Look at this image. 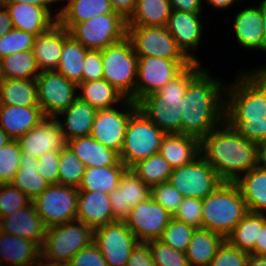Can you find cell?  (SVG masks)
Segmentation results:
<instances>
[{
  "label": "cell",
  "instance_id": "cell-27",
  "mask_svg": "<svg viewBox=\"0 0 266 266\" xmlns=\"http://www.w3.org/2000/svg\"><path fill=\"white\" fill-rule=\"evenodd\" d=\"M97 110L79 97L56 118L60 124L65 141L73 138L89 136ZM64 116V120H61ZM60 117V119H58ZM64 121V122H63Z\"/></svg>",
  "mask_w": 266,
  "mask_h": 266
},
{
  "label": "cell",
  "instance_id": "cell-4",
  "mask_svg": "<svg viewBox=\"0 0 266 266\" xmlns=\"http://www.w3.org/2000/svg\"><path fill=\"white\" fill-rule=\"evenodd\" d=\"M246 72L226 84L224 120L263 121L266 117V71L252 68Z\"/></svg>",
  "mask_w": 266,
  "mask_h": 266
},
{
  "label": "cell",
  "instance_id": "cell-23",
  "mask_svg": "<svg viewBox=\"0 0 266 266\" xmlns=\"http://www.w3.org/2000/svg\"><path fill=\"white\" fill-rule=\"evenodd\" d=\"M109 197L101 191H79L76 220L93 230L115 222Z\"/></svg>",
  "mask_w": 266,
  "mask_h": 266
},
{
  "label": "cell",
  "instance_id": "cell-60",
  "mask_svg": "<svg viewBox=\"0 0 266 266\" xmlns=\"http://www.w3.org/2000/svg\"><path fill=\"white\" fill-rule=\"evenodd\" d=\"M255 256L266 257V222L259 228L258 240L255 242Z\"/></svg>",
  "mask_w": 266,
  "mask_h": 266
},
{
  "label": "cell",
  "instance_id": "cell-61",
  "mask_svg": "<svg viewBox=\"0 0 266 266\" xmlns=\"http://www.w3.org/2000/svg\"><path fill=\"white\" fill-rule=\"evenodd\" d=\"M61 1L62 0H7L6 2H14V3L28 2L31 5L45 8L52 14V9L51 8H53V7H50L51 4H53V3L55 4V3L61 2Z\"/></svg>",
  "mask_w": 266,
  "mask_h": 266
},
{
  "label": "cell",
  "instance_id": "cell-12",
  "mask_svg": "<svg viewBox=\"0 0 266 266\" xmlns=\"http://www.w3.org/2000/svg\"><path fill=\"white\" fill-rule=\"evenodd\" d=\"M192 63L190 59L138 57L135 103L151 93L158 92Z\"/></svg>",
  "mask_w": 266,
  "mask_h": 266
},
{
  "label": "cell",
  "instance_id": "cell-17",
  "mask_svg": "<svg viewBox=\"0 0 266 266\" xmlns=\"http://www.w3.org/2000/svg\"><path fill=\"white\" fill-rule=\"evenodd\" d=\"M172 218V214L149 197L131 209L125 222L139 242H148L158 240Z\"/></svg>",
  "mask_w": 266,
  "mask_h": 266
},
{
  "label": "cell",
  "instance_id": "cell-36",
  "mask_svg": "<svg viewBox=\"0 0 266 266\" xmlns=\"http://www.w3.org/2000/svg\"><path fill=\"white\" fill-rule=\"evenodd\" d=\"M0 104L39 106L35 79H3L0 82Z\"/></svg>",
  "mask_w": 266,
  "mask_h": 266
},
{
  "label": "cell",
  "instance_id": "cell-22",
  "mask_svg": "<svg viewBox=\"0 0 266 266\" xmlns=\"http://www.w3.org/2000/svg\"><path fill=\"white\" fill-rule=\"evenodd\" d=\"M4 6L11 17L13 29L16 30L26 31L37 36L57 23V19L47 9L31 5L28 2H6Z\"/></svg>",
  "mask_w": 266,
  "mask_h": 266
},
{
  "label": "cell",
  "instance_id": "cell-15",
  "mask_svg": "<svg viewBox=\"0 0 266 266\" xmlns=\"http://www.w3.org/2000/svg\"><path fill=\"white\" fill-rule=\"evenodd\" d=\"M93 242L108 266H126L132 250L139 241L126 222L115 221L95 229Z\"/></svg>",
  "mask_w": 266,
  "mask_h": 266
},
{
  "label": "cell",
  "instance_id": "cell-40",
  "mask_svg": "<svg viewBox=\"0 0 266 266\" xmlns=\"http://www.w3.org/2000/svg\"><path fill=\"white\" fill-rule=\"evenodd\" d=\"M171 12L169 0H137L127 26H166Z\"/></svg>",
  "mask_w": 266,
  "mask_h": 266
},
{
  "label": "cell",
  "instance_id": "cell-66",
  "mask_svg": "<svg viewBox=\"0 0 266 266\" xmlns=\"http://www.w3.org/2000/svg\"><path fill=\"white\" fill-rule=\"evenodd\" d=\"M261 15H262V28L265 39V52H266V2L264 0L261 1Z\"/></svg>",
  "mask_w": 266,
  "mask_h": 266
},
{
  "label": "cell",
  "instance_id": "cell-43",
  "mask_svg": "<svg viewBox=\"0 0 266 266\" xmlns=\"http://www.w3.org/2000/svg\"><path fill=\"white\" fill-rule=\"evenodd\" d=\"M85 165L66 145L60 151L58 184L77 188L80 186Z\"/></svg>",
  "mask_w": 266,
  "mask_h": 266
},
{
  "label": "cell",
  "instance_id": "cell-32",
  "mask_svg": "<svg viewBox=\"0 0 266 266\" xmlns=\"http://www.w3.org/2000/svg\"><path fill=\"white\" fill-rule=\"evenodd\" d=\"M245 200L248 212H266V169L254 167L236 182Z\"/></svg>",
  "mask_w": 266,
  "mask_h": 266
},
{
  "label": "cell",
  "instance_id": "cell-56",
  "mask_svg": "<svg viewBox=\"0 0 266 266\" xmlns=\"http://www.w3.org/2000/svg\"><path fill=\"white\" fill-rule=\"evenodd\" d=\"M126 266H155L148 242H138L132 250Z\"/></svg>",
  "mask_w": 266,
  "mask_h": 266
},
{
  "label": "cell",
  "instance_id": "cell-9",
  "mask_svg": "<svg viewBox=\"0 0 266 266\" xmlns=\"http://www.w3.org/2000/svg\"><path fill=\"white\" fill-rule=\"evenodd\" d=\"M69 34L88 50H104L127 36V21L112 12L76 23Z\"/></svg>",
  "mask_w": 266,
  "mask_h": 266
},
{
  "label": "cell",
  "instance_id": "cell-18",
  "mask_svg": "<svg viewBox=\"0 0 266 266\" xmlns=\"http://www.w3.org/2000/svg\"><path fill=\"white\" fill-rule=\"evenodd\" d=\"M17 141L22 154L37 159L44 153L61 151L67 145L57 118L52 117H45Z\"/></svg>",
  "mask_w": 266,
  "mask_h": 266
},
{
  "label": "cell",
  "instance_id": "cell-2",
  "mask_svg": "<svg viewBox=\"0 0 266 266\" xmlns=\"http://www.w3.org/2000/svg\"><path fill=\"white\" fill-rule=\"evenodd\" d=\"M200 155L223 182H236L258 166V145L239 135L225 121L200 140Z\"/></svg>",
  "mask_w": 266,
  "mask_h": 266
},
{
  "label": "cell",
  "instance_id": "cell-53",
  "mask_svg": "<svg viewBox=\"0 0 266 266\" xmlns=\"http://www.w3.org/2000/svg\"><path fill=\"white\" fill-rule=\"evenodd\" d=\"M60 151H50L38 158V173L49 183L58 184Z\"/></svg>",
  "mask_w": 266,
  "mask_h": 266
},
{
  "label": "cell",
  "instance_id": "cell-13",
  "mask_svg": "<svg viewBox=\"0 0 266 266\" xmlns=\"http://www.w3.org/2000/svg\"><path fill=\"white\" fill-rule=\"evenodd\" d=\"M35 80L38 103L45 117L56 118L78 98V84L56 70L41 71Z\"/></svg>",
  "mask_w": 266,
  "mask_h": 266
},
{
  "label": "cell",
  "instance_id": "cell-45",
  "mask_svg": "<svg viewBox=\"0 0 266 266\" xmlns=\"http://www.w3.org/2000/svg\"><path fill=\"white\" fill-rule=\"evenodd\" d=\"M21 150L18 141L12 139L0 147V184L12 183L19 170Z\"/></svg>",
  "mask_w": 266,
  "mask_h": 266
},
{
  "label": "cell",
  "instance_id": "cell-37",
  "mask_svg": "<svg viewBox=\"0 0 266 266\" xmlns=\"http://www.w3.org/2000/svg\"><path fill=\"white\" fill-rule=\"evenodd\" d=\"M88 49L74 39L65 29V42L56 71L68 80L82 82L83 63Z\"/></svg>",
  "mask_w": 266,
  "mask_h": 266
},
{
  "label": "cell",
  "instance_id": "cell-65",
  "mask_svg": "<svg viewBox=\"0 0 266 266\" xmlns=\"http://www.w3.org/2000/svg\"><path fill=\"white\" fill-rule=\"evenodd\" d=\"M32 266H70V264L51 262V261L44 259L42 256H40L38 260Z\"/></svg>",
  "mask_w": 266,
  "mask_h": 266
},
{
  "label": "cell",
  "instance_id": "cell-71",
  "mask_svg": "<svg viewBox=\"0 0 266 266\" xmlns=\"http://www.w3.org/2000/svg\"><path fill=\"white\" fill-rule=\"evenodd\" d=\"M2 225H1V221H0V235L2 234Z\"/></svg>",
  "mask_w": 266,
  "mask_h": 266
},
{
  "label": "cell",
  "instance_id": "cell-6",
  "mask_svg": "<svg viewBox=\"0 0 266 266\" xmlns=\"http://www.w3.org/2000/svg\"><path fill=\"white\" fill-rule=\"evenodd\" d=\"M103 79L107 80L126 99L135 103L138 56L131 40L126 36L121 41L101 50Z\"/></svg>",
  "mask_w": 266,
  "mask_h": 266
},
{
  "label": "cell",
  "instance_id": "cell-57",
  "mask_svg": "<svg viewBox=\"0 0 266 266\" xmlns=\"http://www.w3.org/2000/svg\"><path fill=\"white\" fill-rule=\"evenodd\" d=\"M113 12L128 21L133 15L137 0H110Z\"/></svg>",
  "mask_w": 266,
  "mask_h": 266
},
{
  "label": "cell",
  "instance_id": "cell-25",
  "mask_svg": "<svg viewBox=\"0 0 266 266\" xmlns=\"http://www.w3.org/2000/svg\"><path fill=\"white\" fill-rule=\"evenodd\" d=\"M45 118L40 106H12L0 104V127L11 139L36 127Z\"/></svg>",
  "mask_w": 266,
  "mask_h": 266
},
{
  "label": "cell",
  "instance_id": "cell-54",
  "mask_svg": "<svg viewBox=\"0 0 266 266\" xmlns=\"http://www.w3.org/2000/svg\"><path fill=\"white\" fill-rule=\"evenodd\" d=\"M70 266H108L97 245H90L80 249L70 261Z\"/></svg>",
  "mask_w": 266,
  "mask_h": 266
},
{
  "label": "cell",
  "instance_id": "cell-50",
  "mask_svg": "<svg viewBox=\"0 0 266 266\" xmlns=\"http://www.w3.org/2000/svg\"><path fill=\"white\" fill-rule=\"evenodd\" d=\"M153 200L163 206L172 216L177 211L183 197L169 181L163 182L151 188Z\"/></svg>",
  "mask_w": 266,
  "mask_h": 266
},
{
  "label": "cell",
  "instance_id": "cell-58",
  "mask_svg": "<svg viewBox=\"0 0 266 266\" xmlns=\"http://www.w3.org/2000/svg\"><path fill=\"white\" fill-rule=\"evenodd\" d=\"M204 0H169L172 10L186 13H202Z\"/></svg>",
  "mask_w": 266,
  "mask_h": 266
},
{
  "label": "cell",
  "instance_id": "cell-11",
  "mask_svg": "<svg viewBox=\"0 0 266 266\" xmlns=\"http://www.w3.org/2000/svg\"><path fill=\"white\" fill-rule=\"evenodd\" d=\"M78 194L77 188L51 184L32 203L44 225L49 228L76 220Z\"/></svg>",
  "mask_w": 266,
  "mask_h": 266
},
{
  "label": "cell",
  "instance_id": "cell-41",
  "mask_svg": "<svg viewBox=\"0 0 266 266\" xmlns=\"http://www.w3.org/2000/svg\"><path fill=\"white\" fill-rule=\"evenodd\" d=\"M1 64L4 79H35L41 73L32 50L9 55Z\"/></svg>",
  "mask_w": 266,
  "mask_h": 266
},
{
  "label": "cell",
  "instance_id": "cell-5",
  "mask_svg": "<svg viewBox=\"0 0 266 266\" xmlns=\"http://www.w3.org/2000/svg\"><path fill=\"white\" fill-rule=\"evenodd\" d=\"M248 213L242 193L235 182H222L202 199V228L225 239Z\"/></svg>",
  "mask_w": 266,
  "mask_h": 266
},
{
  "label": "cell",
  "instance_id": "cell-1",
  "mask_svg": "<svg viewBox=\"0 0 266 266\" xmlns=\"http://www.w3.org/2000/svg\"><path fill=\"white\" fill-rule=\"evenodd\" d=\"M226 83L202 68L190 81L183 97L181 134L201 140L224 122Z\"/></svg>",
  "mask_w": 266,
  "mask_h": 266
},
{
  "label": "cell",
  "instance_id": "cell-8",
  "mask_svg": "<svg viewBox=\"0 0 266 266\" xmlns=\"http://www.w3.org/2000/svg\"><path fill=\"white\" fill-rule=\"evenodd\" d=\"M75 223V224H74ZM94 240V230L75 220L47 228L41 256L51 262L69 264L72 257Z\"/></svg>",
  "mask_w": 266,
  "mask_h": 266
},
{
  "label": "cell",
  "instance_id": "cell-39",
  "mask_svg": "<svg viewBox=\"0 0 266 266\" xmlns=\"http://www.w3.org/2000/svg\"><path fill=\"white\" fill-rule=\"evenodd\" d=\"M38 159L21 153L19 170L12 182L31 200L40 195L51 183L44 179L37 170Z\"/></svg>",
  "mask_w": 266,
  "mask_h": 266
},
{
  "label": "cell",
  "instance_id": "cell-64",
  "mask_svg": "<svg viewBox=\"0 0 266 266\" xmlns=\"http://www.w3.org/2000/svg\"><path fill=\"white\" fill-rule=\"evenodd\" d=\"M247 266H266V257L250 255Z\"/></svg>",
  "mask_w": 266,
  "mask_h": 266
},
{
  "label": "cell",
  "instance_id": "cell-14",
  "mask_svg": "<svg viewBox=\"0 0 266 266\" xmlns=\"http://www.w3.org/2000/svg\"><path fill=\"white\" fill-rule=\"evenodd\" d=\"M127 37L138 57L189 59L166 26H127Z\"/></svg>",
  "mask_w": 266,
  "mask_h": 266
},
{
  "label": "cell",
  "instance_id": "cell-55",
  "mask_svg": "<svg viewBox=\"0 0 266 266\" xmlns=\"http://www.w3.org/2000/svg\"><path fill=\"white\" fill-rule=\"evenodd\" d=\"M103 79V60L100 50H88L83 63L82 81Z\"/></svg>",
  "mask_w": 266,
  "mask_h": 266
},
{
  "label": "cell",
  "instance_id": "cell-3",
  "mask_svg": "<svg viewBox=\"0 0 266 266\" xmlns=\"http://www.w3.org/2000/svg\"><path fill=\"white\" fill-rule=\"evenodd\" d=\"M203 68L193 62L158 92L142 98L138 109L166 134H181L183 97L189 81Z\"/></svg>",
  "mask_w": 266,
  "mask_h": 266
},
{
  "label": "cell",
  "instance_id": "cell-35",
  "mask_svg": "<svg viewBox=\"0 0 266 266\" xmlns=\"http://www.w3.org/2000/svg\"><path fill=\"white\" fill-rule=\"evenodd\" d=\"M266 222V213L248 212L234 227L226 241L235 248L255 256V242L258 240L259 228Z\"/></svg>",
  "mask_w": 266,
  "mask_h": 266
},
{
  "label": "cell",
  "instance_id": "cell-70",
  "mask_svg": "<svg viewBox=\"0 0 266 266\" xmlns=\"http://www.w3.org/2000/svg\"><path fill=\"white\" fill-rule=\"evenodd\" d=\"M255 69H264L266 71V65L260 67V68H255Z\"/></svg>",
  "mask_w": 266,
  "mask_h": 266
},
{
  "label": "cell",
  "instance_id": "cell-52",
  "mask_svg": "<svg viewBox=\"0 0 266 266\" xmlns=\"http://www.w3.org/2000/svg\"><path fill=\"white\" fill-rule=\"evenodd\" d=\"M249 256V253L232 247L225 241L208 266H247Z\"/></svg>",
  "mask_w": 266,
  "mask_h": 266
},
{
  "label": "cell",
  "instance_id": "cell-28",
  "mask_svg": "<svg viewBox=\"0 0 266 266\" xmlns=\"http://www.w3.org/2000/svg\"><path fill=\"white\" fill-rule=\"evenodd\" d=\"M67 146L83 162L86 168L124 165L119 153L96 141L91 135L73 138Z\"/></svg>",
  "mask_w": 266,
  "mask_h": 266
},
{
  "label": "cell",
  "instance_id": "cell-49",
  "mask_svg": "<svg viewBox=\"0 0 266 266\" xmlns=\"http://www.w3.org/2000/svg\"><path fill=\"white\" fill-rule=\"evenodd\" d=\"M173 218L196 229L202 228V199L183 198Z\"/></svg>",
  "mask_w": 266,
  "mask_h": 266
},
{
  "label": "cell",
  "instance_id": "cell-47",
  "mask_svg": "<svg viewBox=\"0 0 266 266\" xmlns=\"http://www.w3.org/2000/svg\"><path fill=\"white\" fill-rule=\"evenodd\" d=\"M35 35L16 29L10 30L0 38V59L17 52L32 50Z\"/></svg>",
  "mask_w": 266,
  "mask_h": 266
},
{
  "label": "cell",
  "instance_id": "cell-51",
  "mask_svg": "<svg viewBox=\"0 0 266 266\" xmlns=\"http://www.w3.org/2000/svg\"><path fill=\"white\" fill-rule=\"evenodd\" d=\"M239 135L247 140L258 143L266 139V117L263 121L224 120Z\"/></svg>",
  "mask_w": 266,
  "mask_h": 266
},
{
  "label": "cell",
  "instance_id": "cell-26",
  "mask_svg": "<svg viewBox=\"0 0 266 266\" xmlns=\"http://www.w3.org/2000/svg\"><path fill=\"white\" fill-rule=\"evenodd\" d=\"M65 42V28L58 22L35 37L32 53L40 71L56 70Z\"/></svg>",
  "mask_w": 266,
  "mask_h": 266
},
{
  "label": "cell",
  "instance_id": "cell-67",
  "mask_svg": "<svg viewBox=\"0 0 266 266\" xmlns=\"http://www.w3.org/2000/svg\"><path fill=\"white\" fill-rule=\"evenodd\" d=\"M12 139L7 135V133L0 127V147L9 143Z\"/></svg>",
  "mask_w": 266,
  "mask_h": 266
},
{
  "label": "cell",
  "instance_id": "cell-68",
  "mask_svg": "<svg viewBox=\"0 0 266 266\" xmlns=\"http://www.w3.org/2000/svg\"><path fill=\"white\" fill-rule=\"evenodd\" d=\"M4 79V74H3V69H2V64H1V59H0V82Z\"/></svg>",
  "mask_w": 266,
  "mask_h": 266
},
{
  "label": "cell",
  "instance_id": "cell-29",
  "mask_svg": "<svg viewBox=\"0 0 266 266\" xmlns=\"http://www.w3.org/2000/svg\"><path fill=\"white\" fill-rule=\"evenodd\" d=\"M40 256L35 242L5 232L0 235V266H32Z\"/></svg>",
  "mask_w": 266,
  "mask_h": 266
},
{
  "label": "cell",
  "instance_id": "cell-7",
  "mask_svg": "<svg viewBox=\"0 0 266 266\" xmlns=\"http://www.w3.org/2000/svg\"><path fill=\"white\" fill-rule=\"evenodd\" d=\"M165 135V132L137 109L127 124L119 153L120 161L127 168H131L137 162L158 154Z\"/></svg>",
  "mask_w": 266,
  "mask_h": 266
},
{
  "label": "cell",
  "instance_id": "cell-10",
  "mask_svg": "<svg viewBox=\"0 0 266 266\" xmlns=\"http://www.w3.org/2000/svg\"><path fill=\"white\" fill-rule=\"evenodd\" d=\"M168 181L183 198L197 199H204L223 182L201 155L185 166L174 168Z\"/></svg>",
  "mask_w": 266,
  "mask_h": 266
},
{
  "label": "cell",
  "instance_id": "cell-30",
  "mask_svg": "<svg viewBox=\"0 0 266 266\" xmlns=\"http://www.w3.org/2000/svg\"><path fill=\"white\" fill-rule=\"evenodd\" d=\"M159 154L174 169L191 163L200 155V140L184 134H166Z\"/></svg>",
  "mask_w": 266,
  "mask_h": 266
},
{
  "label": "cell",
  "instance_id": "cell-31",
  "mask_svg": "<svg viewBox=\"0 0 266 266\" xmlns=\"http://www.w3.org/2000/svg\"><path fill=\"white\" fill-rule=\"evenodd\" d=\"M64 0H62L63 2ZM67 3L53 16L57 22L69 30L74 24L95 16L112 13L110 0H66Z\"/></svg>",
  "mask_w": 266,
  "mask_h": 266
},
{
  "label": "cell",
  "instance_id": "cell-33",
  "mask_svg": "<svg viewBox=\"0 0 266 266\" xmlns=\"http://www.w3.org/2000/svg\"><path fill=\"white\" fill-rule=\"evenodd\" d=\"M226 239L205 228H197L186 250L190 266H208Z\"/></svg>",
  "mask_w": 266,
  "mask_h": 266
},
{
  "label": "cell",
  "instance_id": "cell-20",
  "mask_svg": "<svg viewBox=\"0 0 266 266\" xmlns=\"http://www.w3.org/2000/svg\"><path fill=\"white\" fill-rule=\"evenodd\" d=\"M202 13H186L172 10L168 17L166 28L176 40L178 47L193 62H200L192 53L197 51L198 44L202 41L204 25L200 21Z\"/></svg>",
  "mask_w": 266,
  "mask_h": 266
},
{
  "label": "cell",
  "instance_id": "cell-38",
  "mask_svg": "<svg viewBox=\"0 0 266 266\" xmlns=\"http://www.w3.org/2000/svg\"><path fill=\"white\" fill-rule=\"evenodd\" d=\"M125 165L85 168L78 191H101L110 194L118 187Z\"/></svg>",
  "mask_w": 266,
  "mask_h": 266
},
{
  "label": "cell",
  "instance_id": "cell-59",
  "mask_svg": "<svg viewBox=\"0 0 266 266\" xmlns=\"http://www.w3.org/2000/svg\"><path fill=\"white\" fill-rule=\"evenodd\" d=\"M13 29L12 20L5 6H0V38Z\"/></svg>",
  "mask_w": 266,
  "mask_h": 266
},
{
  "label": "cell",
  "instance_id": "cell-19",
  "mask_svg": "<svg viewBox=\"0 0 266 266\" xmlns=\"http://www.w3.org/2000/svg\"><path fill=\"white\" fill-rule=\"evenodd\" d=\"M151 197V188L127 168L121 175L118 187L110 193L114 221L125 222L131 209Z\"/></svg>",
  "mask_w": 266,
  "mask_h": 266
},
{
  "label": "cell",
  "instance_id": "cell-21",
  "mask_svg": "<svg viewBox=\"0 0 266 266\" xmlns=\"http://www.w3.org/2000/svg\"><path fill=\"white\" fill-rule=\"evenodd\" d=\"M0 221L3 232L33 241L40 248L42 247L47 227L32 202L28 206L2 217Z\"/></svg>",
  "mask_w": 266,
  "mask_h": 266
},
{
  "label": "cell",
  "instance_id": "cell-69",
  "mask_svg": "<svg viewBox=\"0 0 266 266\" xmlns=\"http://www.w3.org/2000/svg\"><path fill=\"white\" fill-rule=\"evenodd\" d=\"M7 0H0V6H3Z\"/></svg>",
  "mask_w": 266,
  "mask_h": 266
},
{
  "label": "cell",
  "instance_id": "cell-44",
  "mask_svg": "<svg viewBox=\"0 0 266 266\" xmlns=\"http://www.w3.org/2000/svg\"><path fill=\"white\" fill-rule=\"evenodd\" d=\"M195 230V227L172 218L158 240L175 250L186 252Z\"/></svg>",
  "mask_w": 266,
  "mask_h": 266
},
{
  "label": "cell",
  "instance_id": "cell-34",
  "mask_svg": "<svg viewBox=\"0 0 266 266\" xmlns=\"http://www.w3.org/2000/svg\"><path fill=\"white\" fill-rule=\"evenodd\" d=\"M78 97L96 110L114 108L126 98L107 80L82 81L78 84Z\"/></svg>",
  "mask_w": 266,
  "mask_h": 266
},
{
  "label": "cell",
  "instance_id": "cell-48",
  "mask_svg": "<svg viewBox=\"0 0 266 266\" xmlns=\"http://www.w3.org/2000/svg\"><path fill=\"white\" fill-rule=\"evenodd\" d=\"M32 200L12 183L0 184V219L28 206Z\"/></svg>",
  "mask_w": 266,
  "mask_h": 266
},
{
  "label": "cell",
  "instance_id": "cell-16",
  "mask_svg": "<svg viewBox=\"0 0 266 266\" xmlns=\"http://www.w3.org/2000/svg\"><path fill=\"white\" fill-rule=\"evenodd\" d=\"M121 105L120 109L114 107L97 110L90 134L96 141L118 153L122 149L129 119L138 109V105L129 99H126Z\"/></svg>",
  "mask_w": 266,
  "mask_h": 266
},
{
  "label": "cell",
  "instance_id": "cell-62",
  "mask_svg": "<svg viewBox=\"0 0 266 266\" xmlns=\"http://www.w3.org/2000/svg\"><path fill=\"white\" fill-rule=\"evenodd\" d=\"M209 6H211L213 9L221 10V9H227L228 7H231L235 1L241 2V0H205Z\"/></svg>",
  "mask_w": 266,
  "mask_h": 266
},
{
  "label": "cell",
  "instance_id": "cell-63",
  "mask_svg": "<svg viewBox=\"0 0 266 266\" xmlns=\"http://www.w3.org/2000/svg\"><path fill=\"white\" fill-rule=\"evenodd\" d=\"M258 145V166L266 169V139L257 143Z\"/></svg>",
  "mask_w": 266,
  "mask_h": 266
},
{
  "label": "cell",
  "instance_id": "cell-42",
  "mask_svg": "<svg viewBox=\"0 0 266 266\" xmlns=\"http://www.w3.org/2000/svg\"><path fill=\"white\" fill-rule=\"evenodd\" d=\"M130 169L150 188L167 182L173 170L159 153L137 162Z\"/></svg>",
  "mask_w": 266,
  "mask_h": 266
},
{
  "label": "cell",
  "instance_id": "cell-46",
  "mask_svg": "<svg viewBox=\"0 0 266 266\" xmlns=\"http://www.w3.org/2000/svg\"><path fill=\"white\" fill-rule=\"evenodd\" d=\"M148 243L155 266H190L186 252L175 250L159 240Z\"/></svg>",
  "mask_w": 266,
  "mask_h": 266
},
{
  "label": "cell",
  "instance_id": "cell-24",
  "mask_svg": "<svg viewBox=\"0 0 266 266\" xmlns=\"http://www.w3.org/2000/svg\"><path fill=\"white\" fill-rule=\"evenodd\" d=\"M234 33L239 46L244 49H256L265 52V39L262 28L261 1L234 16Z\"/></svg>",
  "mask_w": 266,
  "mask_h": 266
}]
</instances>
